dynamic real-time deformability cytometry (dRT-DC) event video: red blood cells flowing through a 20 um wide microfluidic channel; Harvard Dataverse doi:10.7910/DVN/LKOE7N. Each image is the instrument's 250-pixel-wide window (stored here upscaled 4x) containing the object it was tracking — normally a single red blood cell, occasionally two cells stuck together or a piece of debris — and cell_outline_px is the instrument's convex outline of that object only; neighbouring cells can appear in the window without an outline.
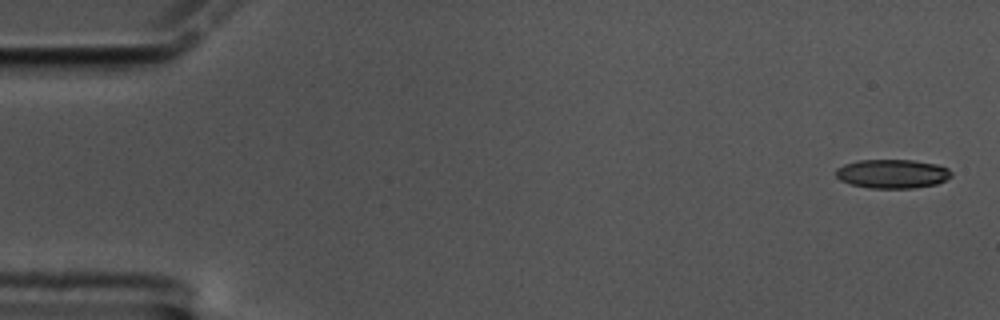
{"species": "common noctule bat (a hibernating species)", "species_latin": "Nyctalus noctula", "temperature_condition": "cold", "stored_images_in_passage": 59, "camera_frame_rate_fps": 3000, "um_per_image_px": 0.085, "animal": {"sex": "male", "body_mass_g": 17.5, "forearm_length_mm": 52.3}, "frame": {"image": 1, "passage_image": 1, "time_ms": 0.0, "image_size_px": [1000, 320], "cell_outline_px": [[952, 176], [936, 184], [912, 188], [868, 188], [852, 184], [840, 180], [836, 176], [836, 168], [844, 164], [860, 160], [912, 160], [936, 164], [948, 168], [952, 172]], "centroid_in_image_um": [75.84, 14.77], "position_along_channel_um": 9.2, "area_um2": 19.42}}
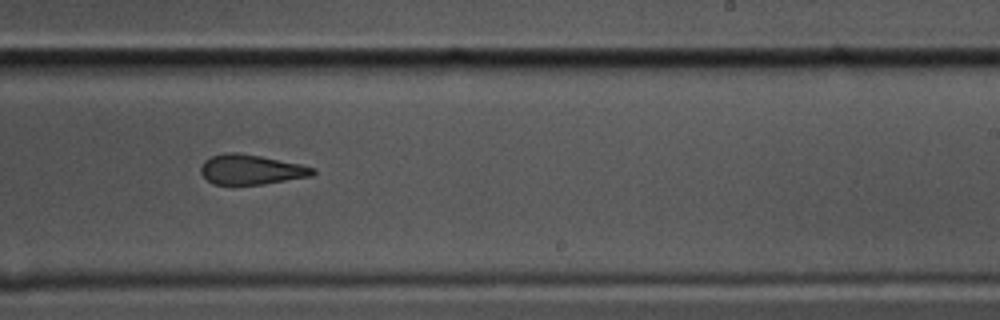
{"frame": {"image": 2, "passage_image": 36, "time_ms": 11.667, "image_size_px": [1000, 320], "cell_outline_px": [[316, 172], [312, 176], [264, 184], [212, 184], [200, 172], [200, 168], [204, 160], [212, 156], [228, 152], [236, 152], [260, 156], [300, 164], [316, 168]], "centroid_in_image_um": [21.35, 14.41], "position_along_channel_um": 267.6, "area_um2": 19.42}}
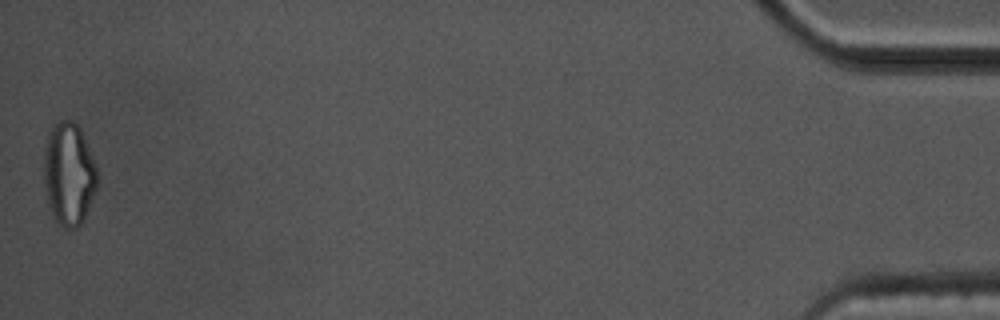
{"frame": {"image": 3, "passage_image": 59, "time_ms": 19.333, "image_size_px": [1000, 320], "cell_outline_px": [[96, 192], [84, 220], [76, 228], [64, 228], [56, 224], [48, 208], [44, 184], [44, 148], [48, 132], [60, 120], [72, 120], [80, 128], [96, 168]], "centroid_in_image_um": [5.82, 14.84], "position_along_channel_um": 429.4, "area_um2": 32.14}, "authors_computed_cell_mechanics": {"area_um2": 20.6924, "velocity_mm_per_s": 3.349, "shape_relaxation_time_tau1_ms": null, "shape_relaxation_time_tau2_ms": 3.7711, "deformation_change_tau1": null, "deformation_change_tau2": 0.1105}}